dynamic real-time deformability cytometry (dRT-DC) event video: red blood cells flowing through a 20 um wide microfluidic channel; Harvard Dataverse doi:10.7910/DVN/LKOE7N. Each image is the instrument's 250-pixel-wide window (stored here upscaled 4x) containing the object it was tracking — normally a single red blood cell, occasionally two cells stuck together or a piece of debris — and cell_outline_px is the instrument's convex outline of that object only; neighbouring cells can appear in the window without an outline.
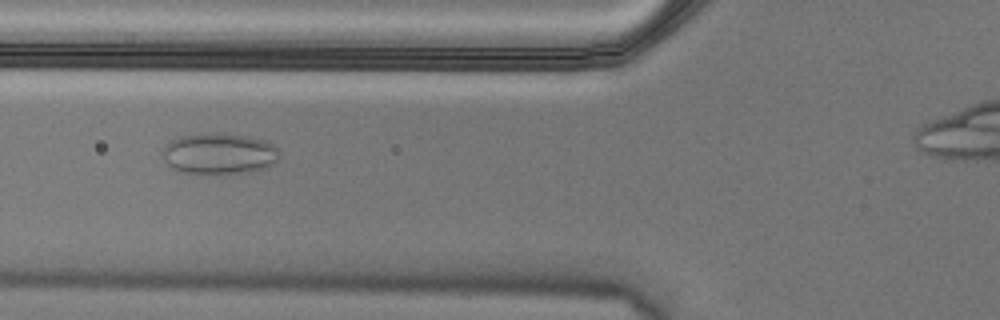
{"species": "Egyptian fruit bat (a non-hibernating species)", "species_latin": "Rousettus aegyptiacus", "temperature_condition": "cold", "stored_images_in_passage": 4, "camera_frame_rate_fps": 3000, "um_per_image_px": 0.085, "animal": {"sex": "male"}, "frame": {"image": 1, "passage_image": 2, "time_ms": 0.333, "image_size_px": [1000, 320], "cell_outline_px": [[280, 160], [264, 168], [240, 172], [184, 172], [172, 168], [164, 160], [164, 144], [180, 136], [208, 132], [220, 132], [248, 136], [264, 140], [280, 148]], "centroid_in_image_um": [18.67, 13.01], "position_along_channel_um": 107.1, "area_um2": 27.8}}